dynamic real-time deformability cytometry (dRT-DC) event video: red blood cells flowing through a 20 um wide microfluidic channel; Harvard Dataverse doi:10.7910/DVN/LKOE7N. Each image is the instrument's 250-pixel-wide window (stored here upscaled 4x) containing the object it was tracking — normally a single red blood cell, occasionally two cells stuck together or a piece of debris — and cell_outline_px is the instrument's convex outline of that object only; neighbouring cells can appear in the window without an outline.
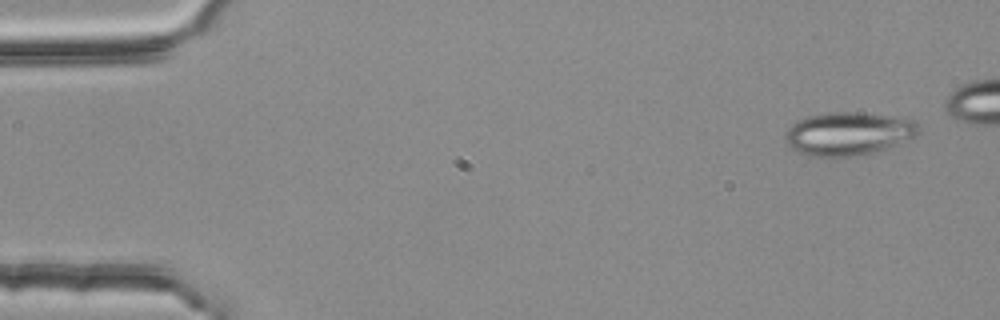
{"species": "common noctule bat (a hibernating species)", "species_latin": "Nyctalus noctula", "temperature_condition": "room temperature", "stored_images_in_passage": 4, "camera_frame_rate_fps": 3000, "um_per_image_px": 0.085, "animal": {"sex": "female", "body_mass_g": 25.1}, "frame": {"image": 1, "passage_image": 1, "time_ms": 0.0, "image_size_px": [1000, 320], "cell_outline_px": [[920, 132], [916, 136], [896, 144], [872, 152], [836, 160], [812, 156], [796, 152], [784, 140], [784, 132], [792, 124], [808, 116], [828, 112], [864, 112], [912, 120], [920, 128]], "centroid_in_image_um": [72.04, 11.39], "position_along_channel_um": 13.0, "area_um2": 33.93}}